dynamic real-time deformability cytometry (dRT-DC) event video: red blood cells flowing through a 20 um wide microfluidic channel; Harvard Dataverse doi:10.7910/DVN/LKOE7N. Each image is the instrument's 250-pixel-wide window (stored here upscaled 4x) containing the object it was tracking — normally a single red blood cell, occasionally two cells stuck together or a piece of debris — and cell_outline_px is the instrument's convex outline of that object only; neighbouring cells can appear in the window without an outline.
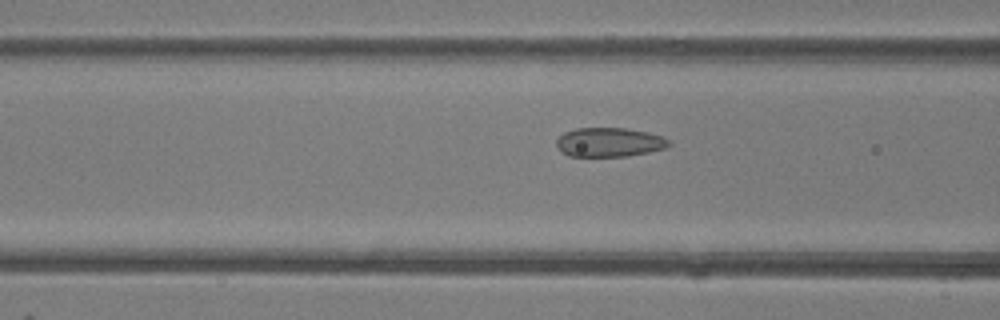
{"species": "common noctule bat (a hibernating species)", "species_latin": "Nyctalus noctula", "temperature_condition": "room temperature", "stored_images_in_passage": 41, "camera_frame_rate_fps": 3000, "um_per_image_px": 0.085, "animal": {"sex": "female"}, "frame": {"image": 1, "passage_image": 11, "time_ms": 3.333, "image_size_px": [1000, 320], "cell_outline_px": [[672, 144], [664, 148], [648, 152], [628, 156], [568, 156], [560, 152], [556, 144], [556, 140], [564, 132], [576, 128], [624, 128], [648, 132], [660, 136], [668, 140]], "centroid_in_image_um": [51.75, 12.09], "position_along_channel_um": 114.8, "area_um2": 19.07}}
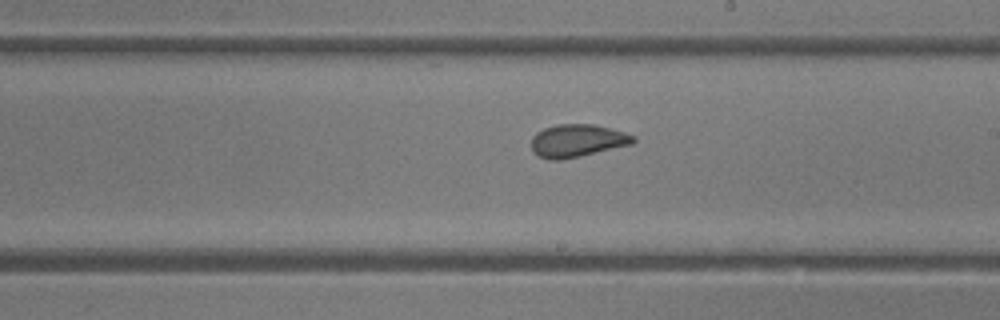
{"frame": {"image": 2, "passage_image": 20, "time_ms": 6.333, "image_size_px": [1000, 320], "cell_outline_px": [[636, 140], [632, 144], [580, 156], [560, 160], [548, 160], [532, 152], [532, 136], [536, 132], [544, 128], [556, 124], [592, 124], [624, 132], [636, 136]], "centroid_in_image_um": [49.05, 11.96], "position_along_channel_um": 239.9, "area_um2": 19.42}}
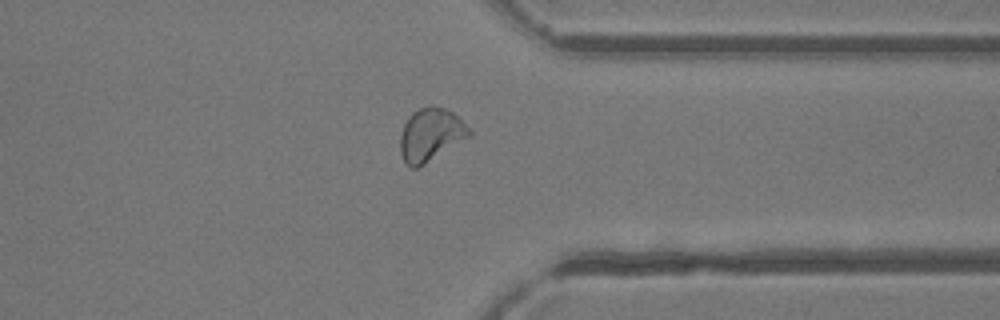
{"frame": {"image": 3, "passage_image": 30, "time_ms": 9.667, "image_size_px": [1000, 320], "cell_outline_px": [[472, 132], [468, 136], [424, 164], [416, 168], [412, 168], [404, 160], [400, 152], [400, 136], [404, 124], [408, 116], [412, 112], [420, 108], [432, 104], [444, 108], [452, 112]], "centroid_in_image_um": [36.55, 11.42], "position_along_channel_um": 374.8, "area_um2": 20.75}, "authors_computed_cell_mechanics": {"area_um2": 20.1144, "velocity_mm_per_s": 4.1563, "shape_relaxation_time_tau1_ms": 7.4785, "shape_relaxation_time_tau2_ms": 0.7683, "deformation_change_tau1": 0.128, "deformation_change_tau2": 0.0488}}